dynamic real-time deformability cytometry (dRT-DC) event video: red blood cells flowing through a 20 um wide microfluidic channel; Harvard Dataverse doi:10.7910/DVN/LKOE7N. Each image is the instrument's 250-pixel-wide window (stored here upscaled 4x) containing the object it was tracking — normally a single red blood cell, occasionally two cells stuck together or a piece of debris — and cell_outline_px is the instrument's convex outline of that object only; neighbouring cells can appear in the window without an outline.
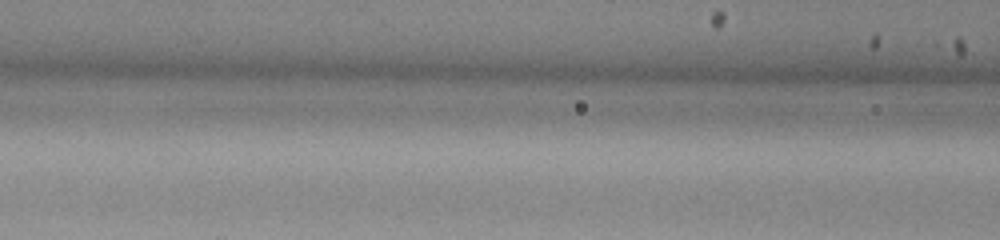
{"species": "common noctule bat (a hibernating species)", "species_latin": "Nyctalus noctula", "temperature_condition": "warm", "stored_images_in_passage": 6, "camera_frame_rate_fps": 3000, "um_per_image_px": 0.085, "animal": {"sex": "male", "body_mass_g": 13.0, "forearm_length_mm": 53.1}, "frame": {"image": 1, "passage_image": 3, "time_ms": 0.667, "image_size_px": [1000, 240], "cell_outline_px": [[680, 128], [672, 132], [600, 136], [564, 136], [560, 128], [580, 120], [672, 120], [680, 124]], "centroid_in_image_um": [52.57, 10.84], "position_along_channel_um": 114.0, "area_um2": 11.68}}